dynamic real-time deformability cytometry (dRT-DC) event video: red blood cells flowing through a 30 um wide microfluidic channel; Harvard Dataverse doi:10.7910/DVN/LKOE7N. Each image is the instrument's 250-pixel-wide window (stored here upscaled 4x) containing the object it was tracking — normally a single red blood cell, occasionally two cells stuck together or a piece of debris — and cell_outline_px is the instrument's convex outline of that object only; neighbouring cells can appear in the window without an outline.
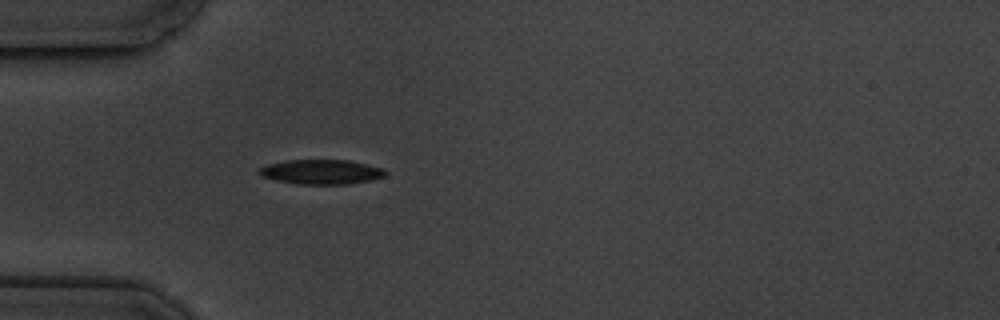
{"species": "common noctule bat (a hibernating species)", "species_latin": "Nyctalus noctula", "temperature_condition": "cold", "stored_images_in_passage": 1, "camera_frame_rate_fps": 3000, "um_per_image_px": 0.085, "animal": {"sex": "male", "body_mass_g": 19.5, "forearm_length_mm": 54.6}, "frame": {"image": 1, "passage_image": 1, "time_ms": 0.0, "image_size_px": [1000, 320], "cell_outline_px": [[388, 172], [384, 176], [368, 180], [348, 184], [296, 184], [276, 180], [260, 176], [260, 168], [268, 164], [288, 160], [348, 160], [384, 168]], "centroid_in_image_um": [27.32, 14.61], "position_along_channel_um": 57.7, "area_um2": 17.98}}